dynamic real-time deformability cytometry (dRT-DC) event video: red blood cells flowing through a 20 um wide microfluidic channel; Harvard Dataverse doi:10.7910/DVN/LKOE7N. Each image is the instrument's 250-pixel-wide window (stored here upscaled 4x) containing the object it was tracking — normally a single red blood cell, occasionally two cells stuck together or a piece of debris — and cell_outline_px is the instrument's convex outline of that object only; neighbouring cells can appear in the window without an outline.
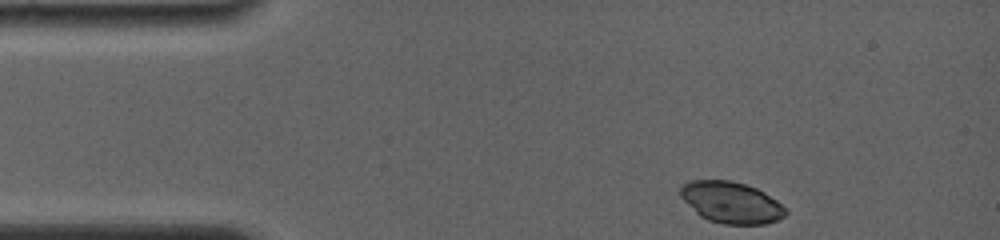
{"species": "common noctule bat (a hibernating species)", "species_latin": "Nyctalus noctula", "temperature_condition": "room temperature", "stored_images_in_passage": 3, "camera_frame_rate_fps": 4000, "um_per_image_px": 0.085, "animal": {"sex": "female", "body_mass_g": 19.0, "forearm_length_mm": 56.7}, "frame": {"image": 1, "passage_image": 1, "time_ms": 0.0, "image_size_px": [1000, 240], "cell_outline_px": [[788, 212], [784, 216], [776, 220], [764, 224], [724, 224], [708, 220], [700, 216], [680, 196], [680, 188], [684, 184], [692, 180], [732, 180], [756, 188], [764, 192], [776, 200]], "centroid_in_image_um": [62.14, 17.2], "position_along_channel_um": 22.9, "area_um2": 25.14}}